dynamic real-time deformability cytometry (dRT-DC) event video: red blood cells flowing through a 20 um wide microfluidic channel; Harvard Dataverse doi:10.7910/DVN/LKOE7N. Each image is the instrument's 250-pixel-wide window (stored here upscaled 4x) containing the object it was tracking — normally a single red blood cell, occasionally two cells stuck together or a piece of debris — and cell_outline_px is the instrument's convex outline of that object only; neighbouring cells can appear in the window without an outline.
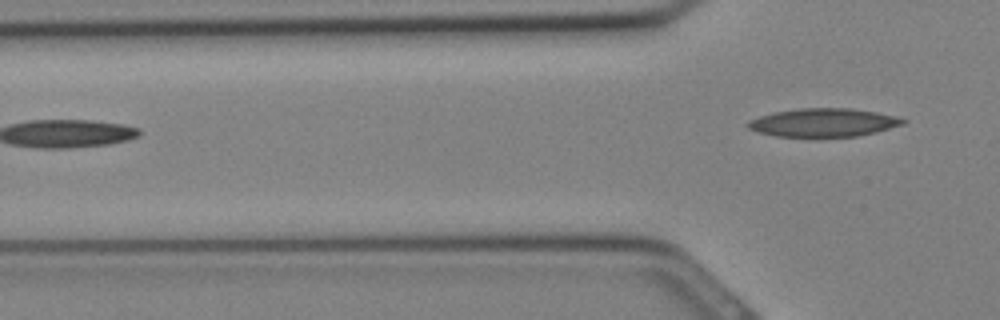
{"species": "Egyptian fruit bat (a non-hibernating species)", "species_latin": "Rousettus aegyptiacus", "temperature_condition": "cold", "stored_images_in_passage": 7, "segment_of_instrument_passage": [2, 2], "camera_frame_rate_fps": 3000, "um_per_image_px": 0.085, "animal": {"sex": "female"}, "frame": {"image": 1, "passage_image": 7, "time_ms": 2.0, "image_size_px": [1000, 320], "cell_outline_px": [[908, 120], [904, 124], [876, 132], [856, 136], [776, 136], [756, 132], [748, 128], [744, 124], [748, 120], [772, 112], [800, 108], [848, 108], [876, 112]], "centroid_in_image_um": [69.93, 10.41], "position_along_channel_um": 55.9, "area_um2": 25.49}}